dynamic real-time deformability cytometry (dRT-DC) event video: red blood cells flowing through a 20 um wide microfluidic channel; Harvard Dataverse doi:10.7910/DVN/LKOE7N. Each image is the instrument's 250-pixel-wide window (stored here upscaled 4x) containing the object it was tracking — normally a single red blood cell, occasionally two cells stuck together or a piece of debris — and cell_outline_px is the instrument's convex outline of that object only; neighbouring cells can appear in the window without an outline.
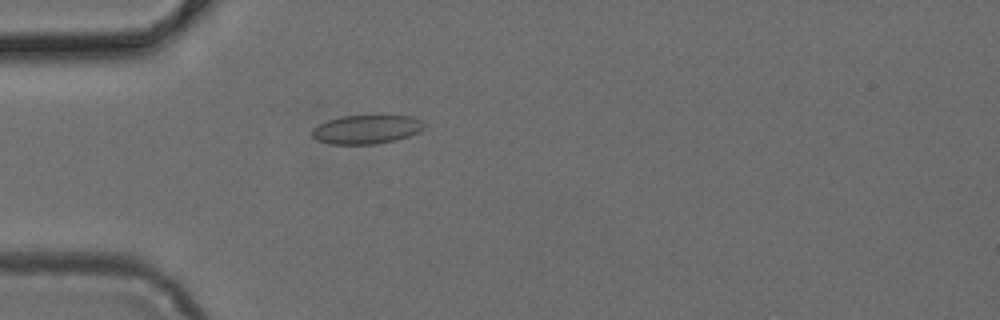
{"species": "common noctule bat (a hibernating species)", "species_latin": "Nyctalus noctula", "temperature_condition": "cold", "stored_images_in_passage": 2, "camera_frame_rate_fps": 3000, "um_per_image_px": 0.085, "animal": {"sex": "female", "body_mass_g": 24.6, "forearm_length_mm": 56.2}, "frame": {"image": 1, "passage_image": 2, "time_ms": 0.333, "image_size_px": [1000, 320], "cell_outline_px": [[424, 128], [420, 132], [396, 140], [376, 144], [328, 144], [316, 140], [312, 136], [312, 128], [328, 120], [344, 116], [380, 112], [412, 116], [420, 120], [424, 124]], "centroid_in_image_um": [31.2, 10.95], "position_along_channel_um": 53.8, "area_um2": 19.77}}